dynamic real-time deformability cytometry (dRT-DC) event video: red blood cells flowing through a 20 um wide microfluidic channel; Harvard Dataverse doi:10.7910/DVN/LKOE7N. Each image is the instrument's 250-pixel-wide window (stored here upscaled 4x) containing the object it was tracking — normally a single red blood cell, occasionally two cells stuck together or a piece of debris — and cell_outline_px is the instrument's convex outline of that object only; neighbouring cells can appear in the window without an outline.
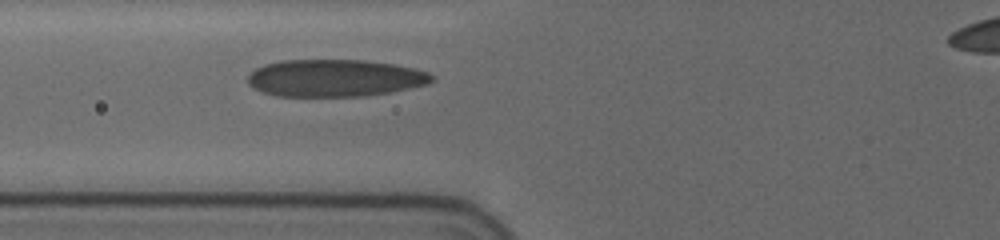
{"species": "human", "species_latin": "Homo sapiens", "temperature_condition": "cold", "stored_images_in_passage": 2, "camera_frame_rate_fps": 3000, "um_per_image_px": 0.085, "donor": {"sex": "female"}, "frame": {"image": 1, "passage_image": 2, "time_ms": 0.333, "image_size_px": [1000, 240], "cell_outline_px": [[432, 80], [428, 84], [388, 92], [364, 96], [276, 96], [252, 88], [248, 84], [248, 76], [256, 68], [264, 64], [280, 60], [364, 60], [392, 64], [412, 68], [428, 72], [432, 76]], "centroid_in_image_um": [28.41, 6.63], "position_along_channel_um": 97.4, "area_um2": 39.71}}